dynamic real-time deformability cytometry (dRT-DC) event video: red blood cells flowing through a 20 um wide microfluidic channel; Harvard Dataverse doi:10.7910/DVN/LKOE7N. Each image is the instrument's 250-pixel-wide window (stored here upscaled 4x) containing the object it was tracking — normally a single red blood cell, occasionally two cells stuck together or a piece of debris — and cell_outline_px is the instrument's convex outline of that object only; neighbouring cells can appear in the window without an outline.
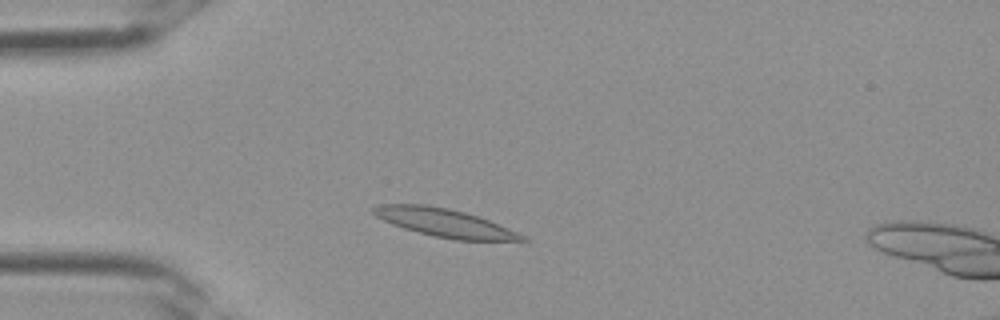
{"species": "Egyptian fruit bat (a non-hibernating species)", "species_latin": "Rousettus aegyptiacus", "temperature_condition": "room temperature", "stored_images_in_passage": 2, "camera_frame_rate_fps": 3000, "um_per_image_px": 0.085, "frame": {"image": 1, "passage_image": 2, "time_ms": 0.333, "image_size_px": [1000, 320], "cell_outline_px": [[528, 240], [456, 240], [432, 236], [404, 228], [392, 224], [376, 216], [372, 212], [372, 208], [380, 204], [424, 204], [448, 208], [464, 212], [488, 220], [516, 232], [524, 236]], "centroid_in_image_um": [37.72, 18.93], "position_along_channel_um": 47.3, "area_um2": 23.93}}